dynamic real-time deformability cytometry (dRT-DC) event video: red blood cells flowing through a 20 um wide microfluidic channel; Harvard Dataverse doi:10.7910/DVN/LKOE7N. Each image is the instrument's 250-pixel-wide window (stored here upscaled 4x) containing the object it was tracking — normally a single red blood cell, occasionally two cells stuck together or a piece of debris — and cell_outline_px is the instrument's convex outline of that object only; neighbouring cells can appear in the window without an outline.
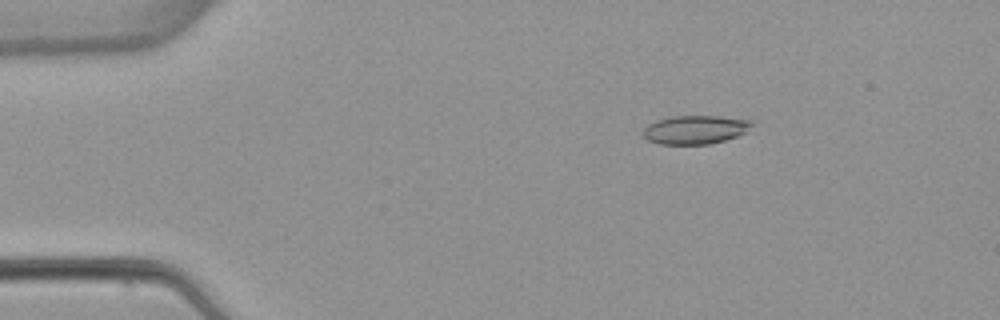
{"species": "common noctule bat (a hibernating species)", "species_latin": "Nyctalus noctula", "temperature_condition": "warm", "stored_images_in_passage": 5, "camera_frame_rate_fps": 3000, "um_per_image_px": 0.085, "animal": {"sex": "female", "body_mass_g": 22.7, "forearm_length_mm": 54.2}, "frame": {"image": 1, "passage_image": 2, "time_ms": 1.333, "image_size_px": [1000, 320], "cell_outline_px": [[752, 124], [744, 132], [736, 136], [724, 140], [708, 144], [660, 144], [648, 140], [644, 136], [644, 128], [648, 124], [668, 116], [720, 116], [752, 120]], "centroid_in_image_um": [59.07, 11.01], "position_along_channel_um": 25.9, "area_um2": 17.92}}
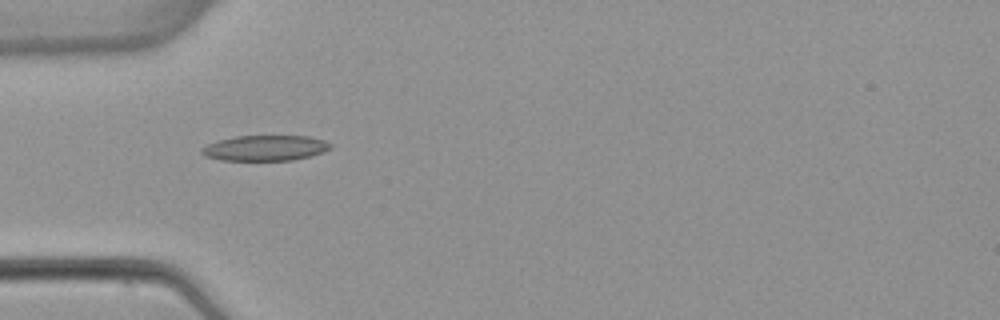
{"frame": {"image": 2, "passage_image": 4, "time_ms": 4.0, "image_size_px": [1000, 320], "cell_outline_px": [[332, 148], [324, 152], [292, 160], [220, 160], [204, 156], [200, 152], [200, 148], [208, 144], [220, 140], [236, 136], [308, 136], [324, 140], [332, 144]], "centroid_in_image_um": [22.54, 12.58], "position_along_channel_um": 62.5, "area_um2": 19.07}}
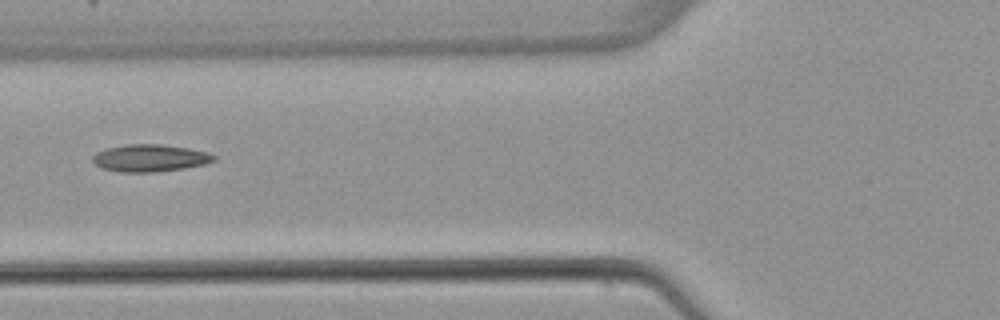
{"frame": {"image": 3, "passage_image": 5, "time_ms": 5.333, "image_size_px": [1000, 320], "cell_outline_px": [[216, 160], [204, 164], [184, 168], [156, 172], [120, 172], [100, 168], [92, 160], [92, 156], [96, 152], [104, 148], [128, 144], [160, 144], [188, 148], [208, 152], [216, 156]], "centroid_in_image_um": [12.72, 13.43], "position_along_channel_um": 113.1, "area_um2": 19.36}}